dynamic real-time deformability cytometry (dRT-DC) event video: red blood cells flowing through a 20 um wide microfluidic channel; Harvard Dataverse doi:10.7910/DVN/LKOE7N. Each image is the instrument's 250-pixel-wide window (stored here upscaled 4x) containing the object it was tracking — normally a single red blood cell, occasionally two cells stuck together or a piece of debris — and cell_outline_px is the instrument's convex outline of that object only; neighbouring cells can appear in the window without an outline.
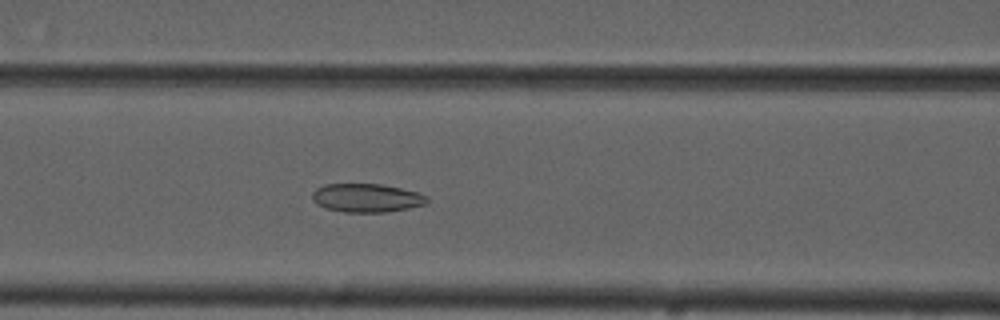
{"species": "common noctule bat (a hibernating species)", "species_latin": "Nyctalus noctula", "temperature_condition": "cold", "stored_images_in_passage": 56, "camera_frame_rate_fps": 3000, "um_per_image_px": 0.085, "animal": {"sex": "male", "forearm_length_mm": 52.5}, "frame": {"image": 1, "passage_image": 24, "time_ms": 7.667, "image_size_px": [1000, 320], "cell_outline_px": [[428, 200], [424, 204], [408, 208], [388, 212], [344, 212], [324, 208], [316, 204], [312, 200], [312, 192], [316, 188], [324, 184], [380, 184], [420, 192], [428, 196]], "centroid_in_image_um": [31.14, 16.82], "position_along_channel_um": 135.5, "area_um2": 19.25}}
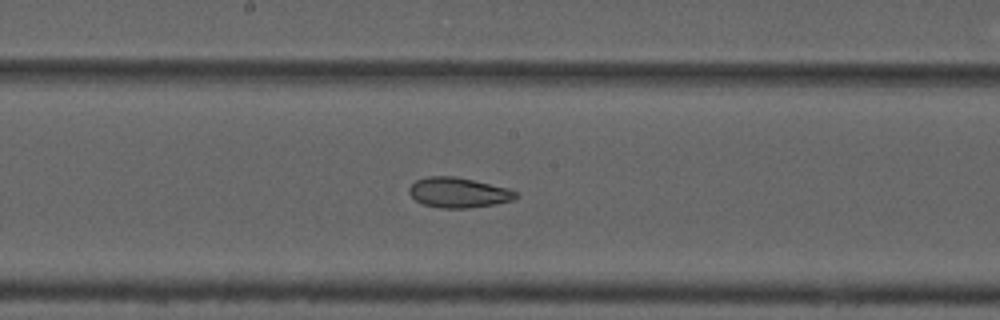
{"frame": {"image": 2, "passage_image": 30, "time_ms": 9.667, "image_size_px": [1000, 320], "cell_outline_px": [[520, 196], [512, 200], [496, 204], [468, 208], [440, 208], [424, 204], [416, 200], [408, 192], [408, 188], [416, 180], [428, 176], [452, 176], [472, 180], [508, 188], [516, 192]], "centroid_in_image_um": [38.97, 16.37], "position_along_channel_um": 209.2, "area_um2": 18.61}}
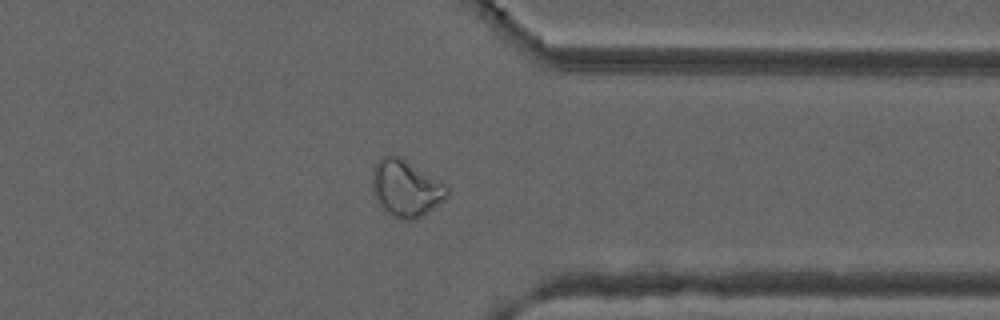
{"frame": {"image": 3, "passage_image": 44, "time_ms": 14.333, "image_size_px": [1000, 320], "cell_outline_px": [[448, 196], [428, 212], [416, 220], [400, 220], [392, 216], [372, 196], [372, 168], [376, 160], [380, 156], [400, 156], [448, 184]], "centroid_in_image_um": [34.49, 15.99], "position_along_channel_um": 376.9, "area_um2": 25.2}, "authors_computed_cell_mechanics": {"area_um2": 23.698, "velocity_mm_per_s": 3.6957, "shape_relaxation_time_tau1_ms": null, "shape_relaxation_time_tau2_ms": 3.4622, "deformation_change_tau1": null, "deformation_change_tau2": 0.0856}}